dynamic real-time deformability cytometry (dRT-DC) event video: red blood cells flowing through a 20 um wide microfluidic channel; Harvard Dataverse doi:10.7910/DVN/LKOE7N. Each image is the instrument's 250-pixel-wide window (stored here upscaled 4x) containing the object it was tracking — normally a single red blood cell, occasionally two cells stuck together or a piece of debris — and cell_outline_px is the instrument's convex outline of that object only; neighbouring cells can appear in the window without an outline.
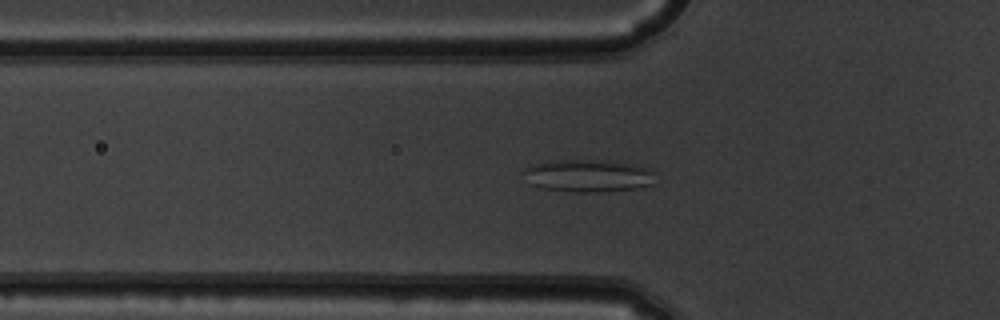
{"species": "common noctule bat (a hibernating species)", "species_latin": "Nyctalus noctula", "temperature_condition": "warm", "stored_images_in_passage": 52, "camera_frame_rate_fps": 3000, "um_per_image_px": 0.085, "animal": {"sex": "male", "body_mass_g": 19.5, "forearm_length_mm": 54.6}, "frame": {"image": 1, "passage_image": 18, "time_ms": 5.667, "image_size_px": [1000, 320], "cell_outline_px": [[656, 184], [636, 188], [600, 192], [576, 192], [540, 188], [528, 184], [524, 172], [524, 168], [532, 164], [556, 160], [600, 160], [632, 164], [644, 168], [652, 172]], "centroid_in_image_um": [49.95, 14.95], "position_along_channel_um": 75.9, "area_um2": 24.91}}
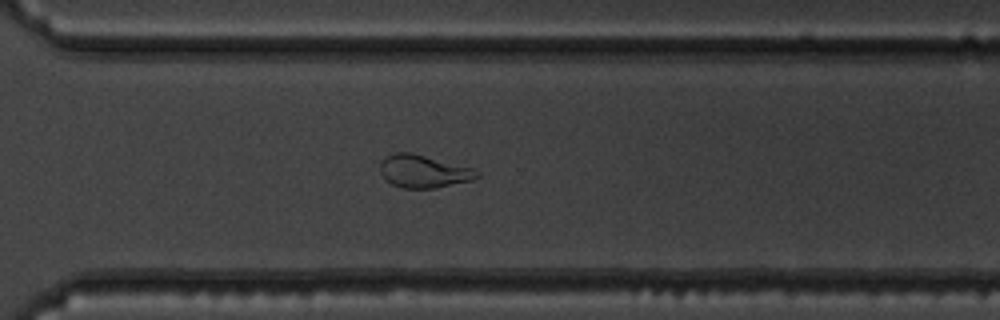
{"frame": {"image": 2, "passage_image": 38, "time_ms": 12.333, "image_size_px": [1000, 320], "cell_outline_px": [[480, 176], [472, 180], [436, 188], [404, 188], [392, 184], [380, 172], [380, 160], [384, 156], [396, 152], [412, 152], [472, 168]], "centroid_in_image_um": [35.96, 14.55], "position_along_channel_um": 334.6, "area_um2": 18.38}}
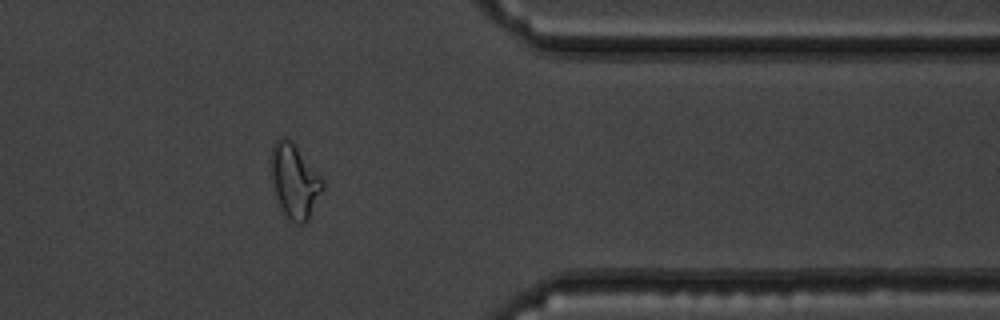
{"frame": {"image": 3, "passage_image": 43, "time_ms": 14.0, "image_size_px": [1000, 320], "cell_outline_px": [[324, 188], [308, 220], [304, 224], [296, 224], [284, 212], [276, 196], [272, 176], [272, 148], [276, 140], [280, 136], [284, 136], [296, 148], [324, 180]], "centroid_in_image_um": [25.06, 15.42], "position_along_channel_um": 386.3, "area_um2": 21.44}, "authors_computed_cell_mechanics": {"area_um2": 22.5709, "velocity_mm_per_s": 3.8768, "shape_relaxation_time_tau1_ms": null, "shape_relaxation_time_tau2_ms": 1.1957, "deformation_change_tau1": null, "deformation_change_tau2": 0.0892}}